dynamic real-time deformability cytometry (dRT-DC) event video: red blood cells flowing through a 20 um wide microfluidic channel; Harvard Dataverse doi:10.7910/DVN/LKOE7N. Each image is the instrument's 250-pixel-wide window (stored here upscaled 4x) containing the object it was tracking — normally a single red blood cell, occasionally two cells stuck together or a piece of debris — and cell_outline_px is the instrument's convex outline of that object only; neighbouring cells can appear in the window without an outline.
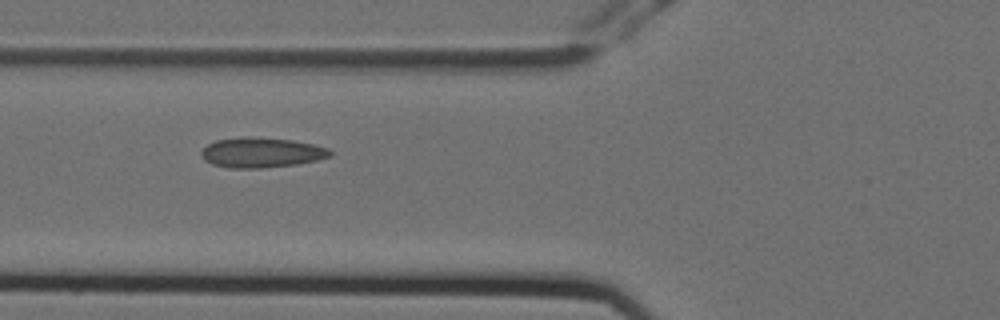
{"species": "Egyptian fruit bat (a non-hibernating species)", "species_latin": "Rousettus aegyptiacus", "temperature_condition": "cold", "stored_images_in_passage": 7, "camera_frame_rate_fps": 3000, "um_per_image_px": 0.085, "animal": {"sex": "female"}, "frame": {"image": 1, "passage_image": 6, "time_ms": 1.667, "image_size_px": [1000, 320], "cell_outline_px": [[332, 156], [316, 160], [296, 164], [260, 168], [228, 168], [212, 164], [204, 160], [200, 152], [208, 144], [216, 140], [244, 136], [292, 140], [312, 144], [328, 148], [332, 152]], "centroid_in_image_um": [22.2, 12.97], "position_along_channel_um": 103.6, "area_um2": 22.48}}
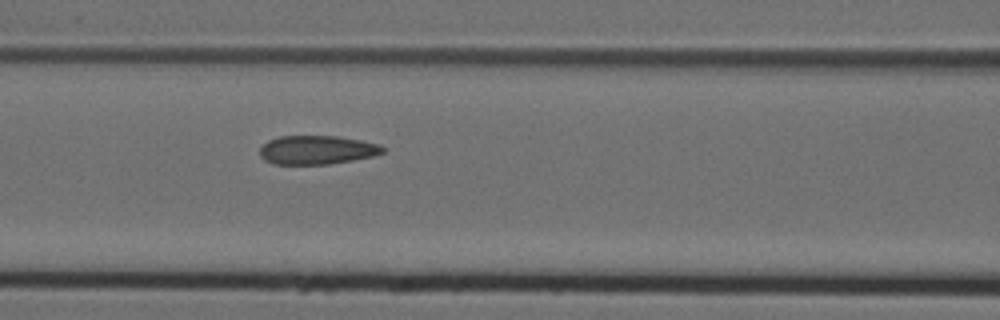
{"frame": {"image": 2, "passage_image": 7, "time_ms": 2.0, "image_size_px": [1000, 320], "cell_outline_px": [[384, 152], [376, 156], [328, 164], [272, 164], [264, 160], [260, 156], [260, 148], [268, 140], [280, 136], [336, 136], [360, 140], [380, 144], [384, 148]], "centroid_in_image_um": [26.94, 12.75], "position_along_channel_um": 139.7, "area_um2": 20.69}}